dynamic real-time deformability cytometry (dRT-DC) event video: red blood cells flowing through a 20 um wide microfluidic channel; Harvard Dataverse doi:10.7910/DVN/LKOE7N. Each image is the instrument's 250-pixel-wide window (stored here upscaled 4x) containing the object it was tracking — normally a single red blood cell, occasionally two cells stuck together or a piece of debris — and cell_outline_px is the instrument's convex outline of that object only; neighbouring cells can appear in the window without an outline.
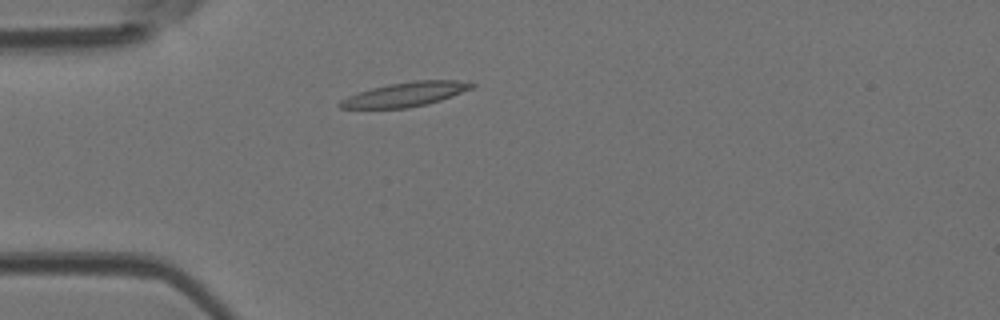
{"species": "Egyptian fruit bat (a non-hibernating species)", "species_latin": "Rousettus aegyptiacus", "temperature_condition": "room temperature", "stored_images_in_passage": 2, "camera_frame_rate_fps": 3000, "um_per_image_px": 0.085, "animal": {"sex": "female"}, "frame": {"image": 1, "passage_image": 2, "time_ms": 0.333, "image_size_px": [1000, 320], "cell_outline_px": [[476, 84], [472, 88], [440, 100], [428, 104], [408, 108], [340, 108], [336, 104], [340, 100], [348, 96], [372, 88], [388, 84], [416, 80], [456, 80]], "centroid_in_image_um": [34.43, 8.02], "position_along_channel_um": 50.6, "area_um2": 18.44}}